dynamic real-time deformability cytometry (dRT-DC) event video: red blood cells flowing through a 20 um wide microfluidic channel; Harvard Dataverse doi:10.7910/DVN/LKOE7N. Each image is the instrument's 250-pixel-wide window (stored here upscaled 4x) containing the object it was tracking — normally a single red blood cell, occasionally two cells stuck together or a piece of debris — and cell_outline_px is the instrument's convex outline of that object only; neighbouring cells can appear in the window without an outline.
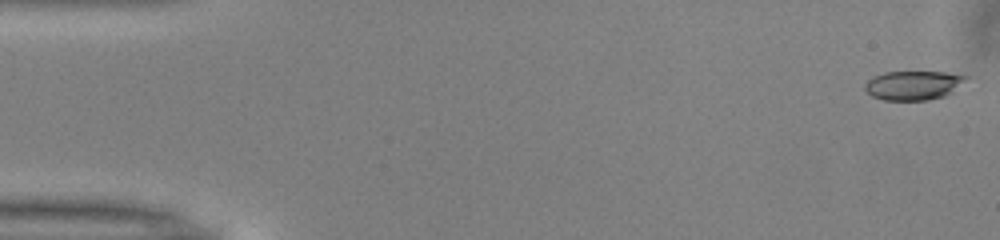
{"species": "common noctule bat (a hibernating species)", "species_latin": "Nyctalus noctula", "temperature_condition": "warm", "stored_images_in_passage": 51, "camera_frame_rate_fps": 3000, "um_per_image_px": 0.085, "animal": {"sex": "male", "body_mass_g": 13.0, "forearm_length_mm": 53.1}, "frame": {"image": 1, "passage_image": 1, "time_ms": 0.0, "image_size_px": [1000, 240], "cell_outline_px": [[968, 76], [952, 92], [944, 96], [928, 100], [884, 100], [872, 96], [864, 88], [864, 84], [868, 80], [884, 72], [948, 72]], "centroid_in_image_um": [77.61, 7.25], "position_along_channel_um": 7.4, "area_um2": 16.94}}
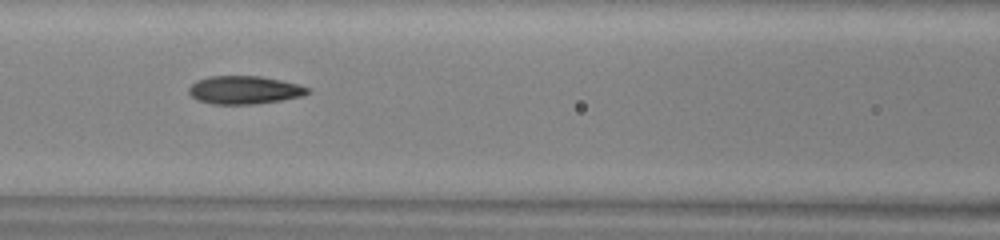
{"frame": {"image": 2, "passage_image": 22, "time_ms": 7.0, "image_size_px": [1000, 240], "cell_outline_px": [[312, 92], [304, 96], [280, 100], [252, 104], [212, 104], [196, 100], [188, 92], [188, 88], [196, 80], [208, 76], [260, 76], [280, 80], [296, 84], [308, 88]], "centroid_in_image_um": [20.74, 7.65], "position_along_channel_um": 145.9, "area_um2": 19.48}}
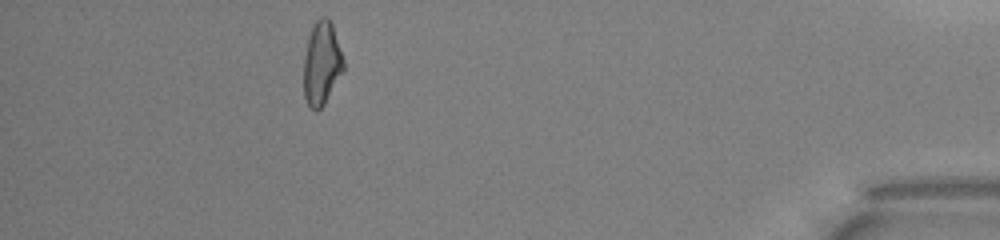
{"frame": {"image": 3, "passage_image": 46, "time_ms": 15.0, "image_size_px": [1000, 240], "cell_outline_px": [[344, 68], [324, 104], [316, 112], [308, 104], [304, 96], [304, 56], [308, 36], [316, 20], [320, 16], [328, 16], [332, 24], [344, 60]], "centroid_in_image_um": [27.33, 5.35], "position_along_channel_um": 407.9, "area_um2": 19.19}, "authors_computed_cell_mechanics": {"area_um2": 19.074, "velocity_mm_per_s": 4.0188, "shape_relaxation_time_tau1_ms": 6.0405, "shape_relaxation_time_tau2_ms": 3.0086, "deformation_change_tau1": 0.2021, "deformation_change_tau2": 0.113}}